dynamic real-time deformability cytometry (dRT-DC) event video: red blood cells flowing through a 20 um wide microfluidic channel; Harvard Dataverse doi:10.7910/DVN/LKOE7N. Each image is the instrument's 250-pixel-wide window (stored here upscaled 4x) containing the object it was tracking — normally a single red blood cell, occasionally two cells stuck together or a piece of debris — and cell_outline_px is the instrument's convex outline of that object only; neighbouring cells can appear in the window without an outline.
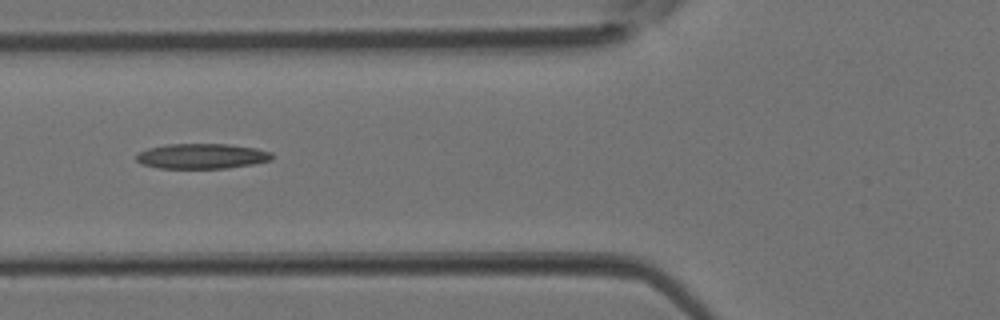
{"species": "Egyptian fruit bat (a non-hibernating species)", "species_latin": "Rousettus aegyptiacus", "temperature_condition": "room temperature", "stored_images_in_passage": 4, "camera_frame_rate_fps": 3000, "um_per_image_px": 0.085, "animal": {"sex": "female"}, "frame": {"image": 1, "passage_image": 4, "time_ms": 1.0, "image_size_px": [1000, 320], "cell_outline_px": [[272, 160], [252, 164], [228, 168], [160, 168], [140, 164], [136, 160], [136, 156], [140, 152], [148, 148], [168, 144], [228, 144], [256, 148], [272, 152]], "centroid_in_image_um": [17.16, 13.27], "position_along_channel_um": 108.6, "area_um2": 19.88}}